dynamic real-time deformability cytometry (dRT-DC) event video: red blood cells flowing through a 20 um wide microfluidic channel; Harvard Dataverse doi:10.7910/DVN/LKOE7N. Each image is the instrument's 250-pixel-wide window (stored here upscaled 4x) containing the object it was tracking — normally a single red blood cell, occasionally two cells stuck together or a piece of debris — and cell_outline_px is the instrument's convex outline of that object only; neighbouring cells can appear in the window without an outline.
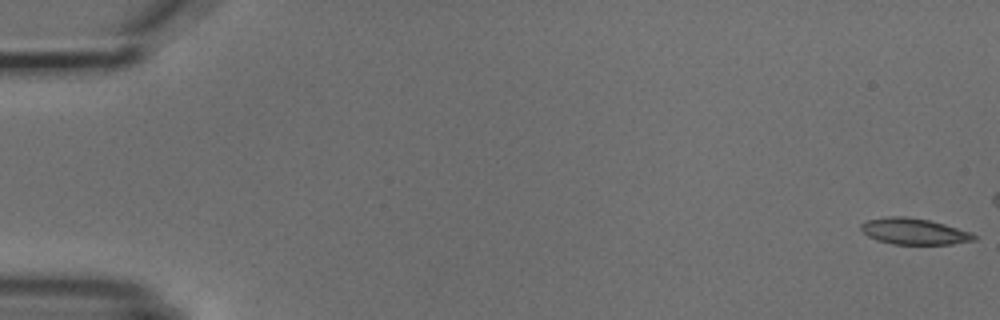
{"species": "common noctule bat (a hibernating species)", "species_latin": "Nyctalus noctula", "temperature_condition": "cold", "stored_images_in_passage": 5, "camera_frame_rate_fps": 3000, "um_per_image_px": 0.085, "animal": {"sex": "male", "body_mass_g": 18.8}, "frame": {"image": 1, "passage_image": 1, "time_ms": 0.0, "image_size_px": [1000, 320], "cell_outline_px": [[980, 236], [976, 240], [952, 244], [892, 244], [876, 240], [868, 236], [860, 228], [860, 224], [868, 220], [888, 216], [904, 216], [928, 220], [944, 224], [972, 232]], "centroid_in_image_um": [77.73, 19.67], "position_along_channel_um": 7.3, "area_um2": 17.34}}